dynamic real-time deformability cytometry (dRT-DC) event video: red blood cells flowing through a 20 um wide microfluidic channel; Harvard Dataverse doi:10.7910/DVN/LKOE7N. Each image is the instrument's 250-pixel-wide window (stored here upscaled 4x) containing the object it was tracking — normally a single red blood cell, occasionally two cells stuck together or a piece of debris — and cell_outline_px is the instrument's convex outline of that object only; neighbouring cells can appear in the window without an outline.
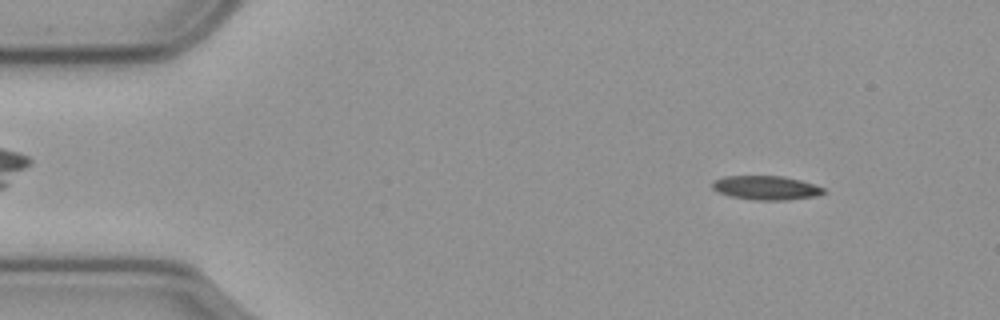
{"species": "common noctule bat (a hibernating species)", "species_latin": "Nyctalus noctula", "temperature_condition": "cold", "stored_images_in_passage": 54, "camera_frame_rate_fps": 3000, "um_per_image_px": 0.085, "animal": {"sex": "male", "body_mass_g": 23.1, "forearm_length_mm": 52.7}, "frame": {"image": 1, "passage_image": 4, "time_ms": 1.0, "image_size_px": [1000, 320], "cell_outline_px": [[828, 192], [816, 196], [784, 200], [756, 200], [732, 196], [720, 192], [712, 188], [712, 180], [724, 176], [784, 176], [800, 180], [824, 188]], "centroid_in_image_um": [65.13, 15.95], "position_along_channel_um": 19.9, "area_um2": 15.49}}
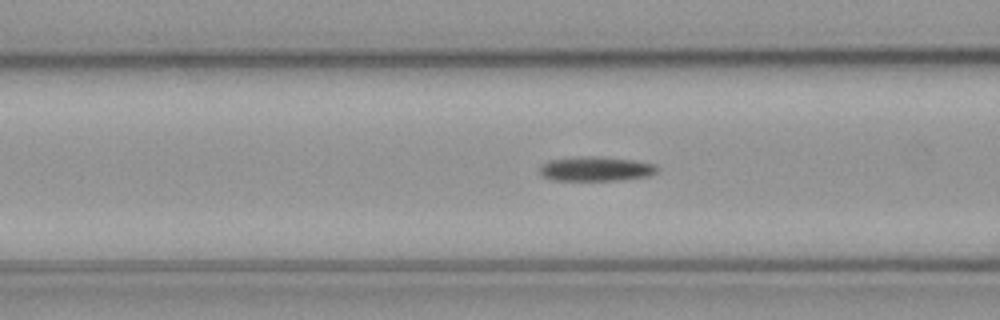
{"frame": {"image": 2, "passage_image": 19, "time_ms": 6.0, "image_size_px": [1000, 320], "cell_outline_px": [[660, 168], [656, 172], [648, 176], [616, 180], [552, 180], [544, 176], [540, 172], [540, 164], [548, 160], [580, 156], [604, 156], [632, 160], [656, 164]], "centroid_in_image_um": [50.65, 14.33], "position_along_channel_um": 116.0, "area_um2": 16.88}}
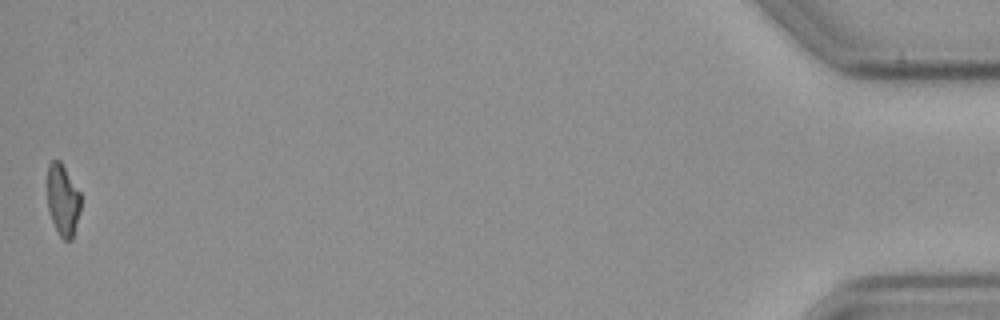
{"frame": {"image": 3, "passage_image": 54, "time_ms": 17.667, "image_size_px": [1000, 320], "cell_outline_px": [[80, 212], [72, 240], [64, 240], [60, 236], [52, 220], [48, 208], [48, 164], [52, 160], [60, 160], [80, 192]], "centroid_in_image_um": [5.35, 17.0], "position_along_channel_um": 429.8, "area_um2": 13.81}}